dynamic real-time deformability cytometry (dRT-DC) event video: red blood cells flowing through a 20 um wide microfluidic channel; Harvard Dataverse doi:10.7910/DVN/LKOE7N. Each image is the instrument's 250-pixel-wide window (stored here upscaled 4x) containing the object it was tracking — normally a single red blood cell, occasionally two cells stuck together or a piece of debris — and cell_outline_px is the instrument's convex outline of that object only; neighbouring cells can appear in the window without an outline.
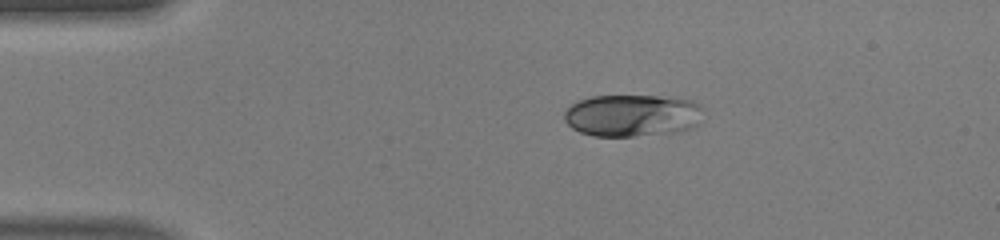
{"species": "human", "species_latin": "Homo sapiens", "temperature_condition": "warm", "stored_images_in_passage": 40, "camera_frame_rate_fps": 3000, "um_per_image_px": 0.085, "donor": {"sex": "male"}, "frame": {"image": 1, "passage_image": 1, "time_ms": 0.0, "image_size_px": [1000, 240], "cell_outline_px": [[704, 108], [700, 124], [692, 128], [680, 132], [632, 136], [592, 136], [580, 132], [572, 128], [564, 120], [564, 112], [572, 104], [580, 100], [592, 96], [656, 96], [692, 100], [700, 104]], "centroid_in_image_um": [53.79, 9.82], "position_along_channel_um": 31.2, "area_um2": 34.51}}
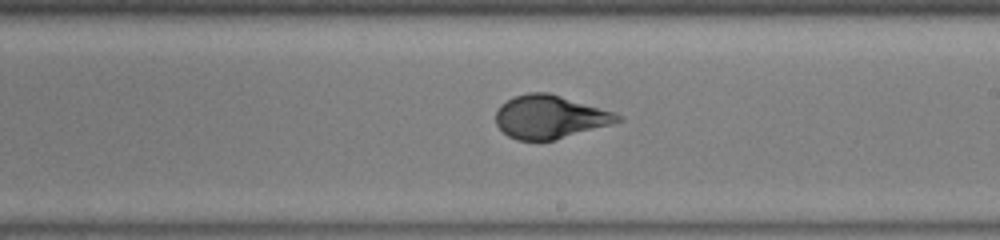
{"frame": {"image": 2, "passage_image": 20, "time_ms": 6.333, "image_size_px": [1000, 240], "cell_outline_px": [[624, 120], [612, 124], [556, 140], [516, 140], [508, 136], [496, 124], [496, 112], [500, 104], [512, 96], [528, 92], [548, 92], [616, 112], [624, 116]], "centroid_in_image_um": [46.76, 9.93], "position_along_channel_um": 242.2, "area_um2": 31.04}}
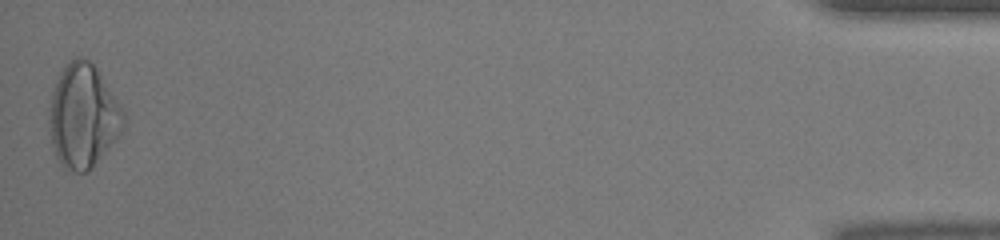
{"frame": {"image": 3, "passage_image": 40, "time_ms": 13.0, "image_size_px": [1000, 240], "cell_outline_px": [[124, 124], [116, 140], [92, 168], [88, 172], [76, 172], [64, 168], [60, 164], [56, 156], [52, 144], [48, 124], [48, 108], [52, 92], [56, 80], [60, 72], [68, 60], [76, 56], [80, 56], [88, 60], [96, 68], [124, 108]], "centroid_in_image_um": [7.05, 9.86], "position_along_channel_um": 428.2, "area_um2": 45.32}, "authors_computed_cell_mechanics": {"area_um2": 31.8478, "velocity_mm_per_s": 4.1836, "shape_relaxation_time_tau1_ms": 5.9405, "shape_relaxation_time_tau2_ms": null, "deformation_change_tau1": 0.249, "deformation_change_tau2": null}}